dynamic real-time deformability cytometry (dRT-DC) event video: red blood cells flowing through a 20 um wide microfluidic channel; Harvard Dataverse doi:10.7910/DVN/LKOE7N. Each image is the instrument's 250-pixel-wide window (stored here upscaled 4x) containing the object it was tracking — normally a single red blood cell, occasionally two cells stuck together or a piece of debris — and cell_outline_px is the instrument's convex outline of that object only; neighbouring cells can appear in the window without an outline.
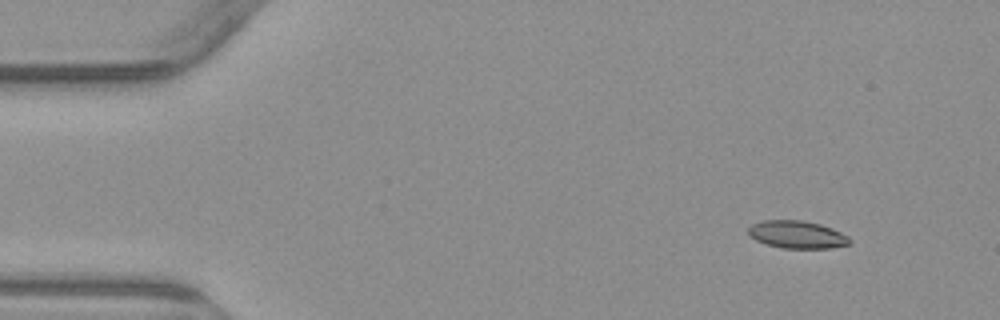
{"species": "common noctule bat (a hibernating species)", "species_latin": "Nyctalus noctula", "temperature_condition": "warm", "stored_images_in_passage": 5, "camera_frame_rate_fps": 3000, "um_per_image_px": 0.085, "animal": {"sex": "male", "body_mass_g": 23.1, "forearm_length_mm": 52.7}, "frame": {"image": 1, "passage_image": 2, "time_ms": 1.333, "image_size_px": [1000, 320], "cell_outline_px": [[852, 240], [848, 244], [832, 248], [780, 248], [756, 240], [748, 236], [748, 228], [752, 224], [764, 220], [800, 220], [820, 224], [832, 228], [848, 236]], "centroid_in_image_um": [67.74, 19.94], "position_along_channel_um": 17.3, "area_um2": 16.3}}
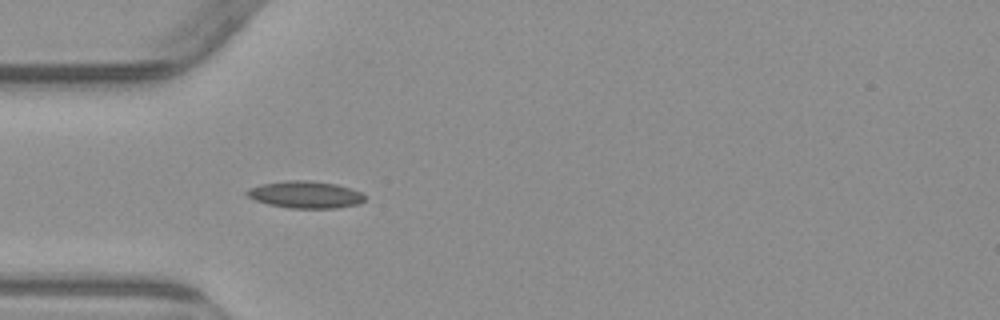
{"frame": {"image": 2, "passage_image": 5, "time_ms": 5.0, "image_size_px": [1000, 320], "cell_outline_px": [[364, 200], [356, 204], [336, 208], [288, 208], [268, 204], [256, 200], [248, 196], [244, 192], [248, 188], [260, 184], [284, 180], [308, 180], [336, 184], [360, 192], [364, 196]], "centroid_in_image_um": [25.89, 16.53], "position_along_channel_um": 59.1, "area_um2": 18.5}}